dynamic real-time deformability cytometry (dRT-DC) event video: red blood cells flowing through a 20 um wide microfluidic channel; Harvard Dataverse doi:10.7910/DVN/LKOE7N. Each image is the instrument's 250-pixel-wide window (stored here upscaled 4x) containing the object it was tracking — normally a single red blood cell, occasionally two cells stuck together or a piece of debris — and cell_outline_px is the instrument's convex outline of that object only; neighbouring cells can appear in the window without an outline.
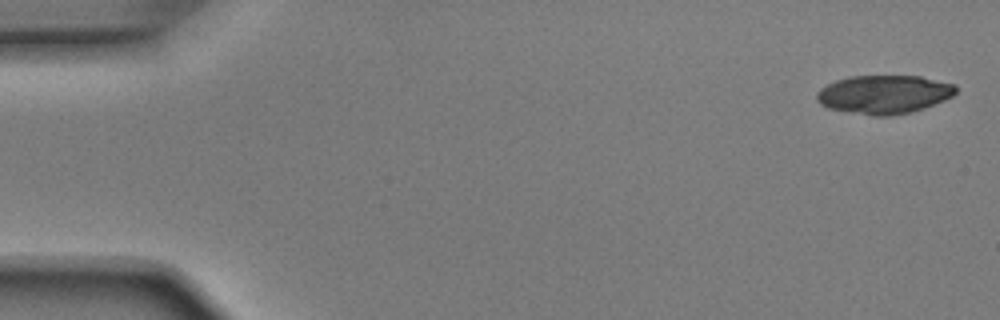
{"species": "Egyptian fruit bat (a non-hibernating species)", "species_latin": "Rousettus aegyptiacus", "temperature_condition": "room temperature", "stored_images_in_passage": 5, "camera_frame_rate_fps": 3000, "um_per_image_px": 0.085, "animal": {"sex": "male"}, "frame": {"image": 1, "passage_image": 1, "time_ms": 0.0, "image_size_px": [1000, 320], "cell_outline_px": [[956, 92], [952, 96], [944, 100], [924, 108], [912, 112], [892, 116], [872, 116], [828, 108], [820, 104], [816, 100], [816, 92], [820, 88], [836, 80], [848, 76], [920, 76], [956, 84]], "centroid_in_image_um": [75.13, 8.02], "position_along_channel_um": 9.9, "area_um2": 31.44}}